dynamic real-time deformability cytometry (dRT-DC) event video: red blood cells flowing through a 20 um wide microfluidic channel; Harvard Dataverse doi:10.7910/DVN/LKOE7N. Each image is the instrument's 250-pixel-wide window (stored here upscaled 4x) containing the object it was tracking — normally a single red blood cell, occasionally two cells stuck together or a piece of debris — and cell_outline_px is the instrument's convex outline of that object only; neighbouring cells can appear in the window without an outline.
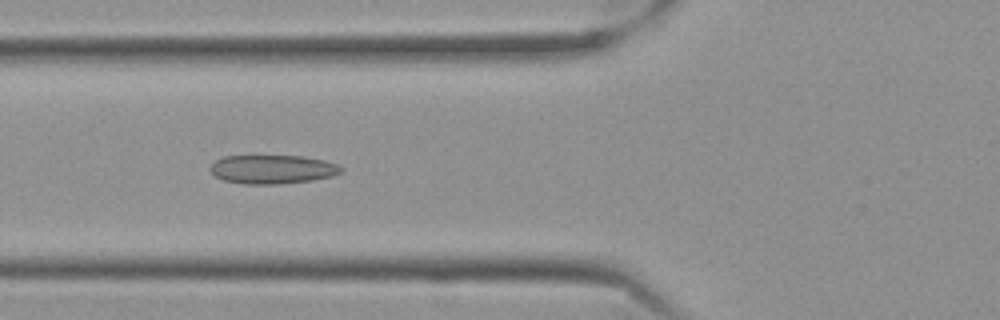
{"species": "Egyptian fruit bat (a non-hibernating species)", "species_latin": "Rousettus aegyptiacus", "temperature_condition": "cold", "stored_images_in_passage": 50, "camera_frame_rate_fps": 3000, "um_per_image_px": 0.085, "frame": {"image": 1, "passage_image": 14, "time_ms": 4.333, "image_size_px": [1000, 320], "cell_outline_px": [[344, 172], [332, 176], [312, 180], [280, 184], [244, 184], [224, 180], [216, 176], [212, 172], [212, 164], [216, 160], [224, 156], [304, 156], [324, 160], [340, 164], [344, 168]], "centroid_in_image_um": [23.24, 14.39], "position_along_channel_um": 102.6, "area_um2": 22.02}}
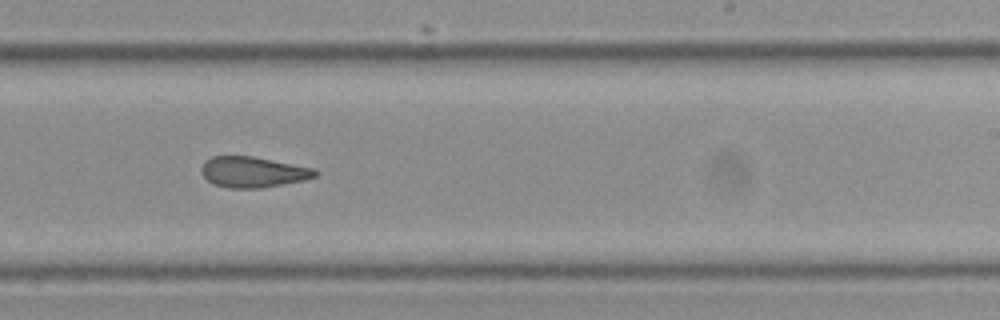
{"frame": {"image": 2, "passage_image": 28, "time_ms": 9.0, "image_size_px": [1000, 320], "cell_outline_px": [[320, 172], [316, 176], [304, 180], [260, 188], [228, 188], [212, 184], [200, 172], [200, 168], [204, 160], [212, 156], [252, 156], [316, 168]], "centroid_in_image_um": [21.49, 14.62], "position_along_channel_um": 267.5, "area_um2": 20.58}}
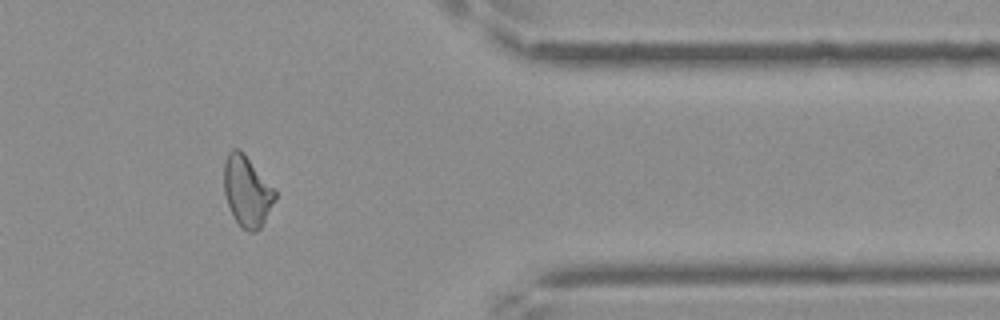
{"frame": {"image": 3, "passage_image": 40, "time_ms": 13.0, "image_size_px": [1000, 320], "cell_outline_px": [[276, 200], [260, 228], [252, 232], [248, 232], [240, 228], [228, 204], [224, 192], [224, 160], [228, 152], [232, 148], [240, 148], [244, 152], [276, 188]], "centroid_in_image_um": [21.01, 16.21], "position_along_channel_um": 390.4, "area_um2": 21.44}, "authors_computed_cell_mechanics": {"area_um2": 21.4727, "velocity_mm_per_s": 3.5214, "shape_relaxation_time_tau1_ms": null, "shape_relaxation_time_tau2_ms": 2.9831, "deformation_change_tau1": null, "deformation_change_tau2": 0.0959}}